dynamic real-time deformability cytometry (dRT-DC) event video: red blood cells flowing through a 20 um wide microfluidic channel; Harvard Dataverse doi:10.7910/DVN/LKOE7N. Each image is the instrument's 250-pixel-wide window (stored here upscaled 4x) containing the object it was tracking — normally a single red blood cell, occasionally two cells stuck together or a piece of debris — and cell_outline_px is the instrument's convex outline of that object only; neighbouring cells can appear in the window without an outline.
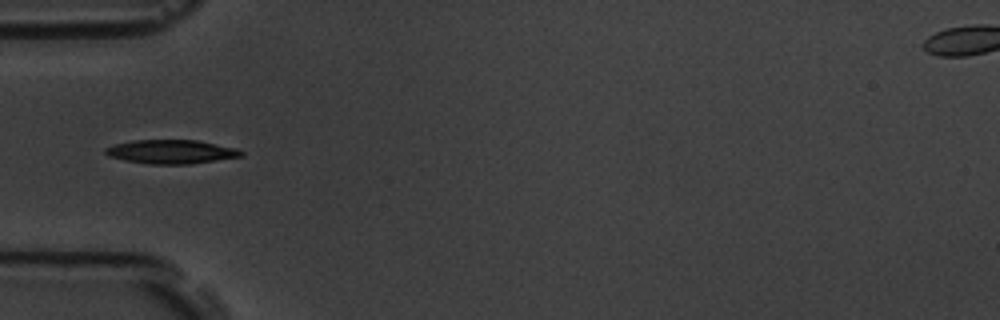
{"species": "common noctule bat (a hibernating species)", "species_latin": "Nyctalus noctula", "temperature_condition": "room temperature", "stored_images_in_passage": 9, "camera_frame_rate_fps": 3000, "um_per_image_px": 0.085, "animal": {"sex": "male", "body_mass_g": 19.5, "forearm_length_mm": 54.6}, "frame": {"image": 1, "passage_image": 6, "time_ms": 6.0, "image_size_px": [1000, 320], "cell_outline_px": [[244, 156], [188, 164], [148, 164], [124, 160], [108, 156], [104, 152], [104, 148], [116, 144], [132, 140], [196, 140], [236, 148], [244, 152]], "centroid_in_image_um": [14.53, 12.9], "position_along_channel_um": 70.5, "area_um2": 18.84}}
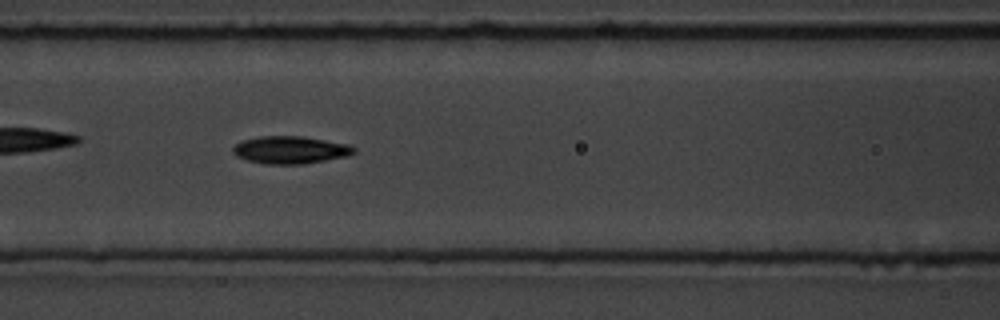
{"frame": {"image": 2, "passage_image": 8, "time_ms": 8.0, "image_size_px": [1000, 320], "cell_outline_px": [[356, 152], [348, 156], [304, 164], [264, 164], [248, 160], [236, 156], [232, 152], [232, 148], [240, 140], [260, 136], [300, 136], [348, 144], [356, 148]], "centroid_in_image_um": [24.66, 12.74], "position_along_channel_um": 141.9, "area_um2": 19.48}}
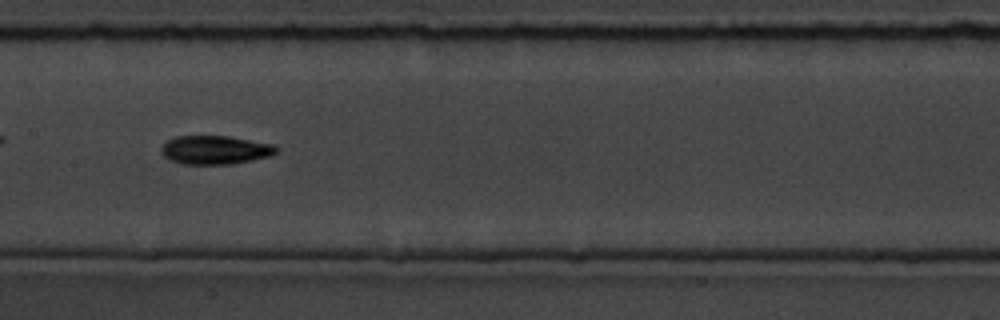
{"frame": {"image": 3, "passage_image": 9, "time_ms": 9.333, "image_size_px": [1000, 320], "cell_outline_px": [[276, 152], [268, 156], [252, 160], [232, 164], [180, 164], [164, 156], [160, 152], [160, 148], [168, 140], [176, 136], [228, 136], [272, 144], [276, 148]], "centroid_in_image_um": [18.24, 12.74], "position_along_channel_um": 189.2, "area_um2": 19.02}}